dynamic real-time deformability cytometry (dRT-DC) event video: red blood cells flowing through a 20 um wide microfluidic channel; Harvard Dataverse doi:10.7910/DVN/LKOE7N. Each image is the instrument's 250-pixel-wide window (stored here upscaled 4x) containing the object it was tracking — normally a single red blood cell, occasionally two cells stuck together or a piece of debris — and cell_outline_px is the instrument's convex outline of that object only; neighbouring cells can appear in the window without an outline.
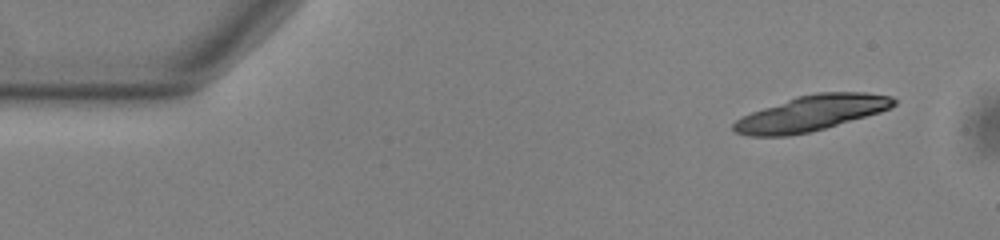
{"species": "common noctule bat (a hibernating species)", "species_latin": "Nyctalus noctula", "temperature_condition": "warm", "stored_images_in_passage": 14, "camera_frame_rate_fps": 3000, "um_per_image_px": 0.085, "animal": {"sex": "male", "body_mass_g": 13.0, "forearm_length_mm": 53.1}, "frame": {"image": 1, "passage_image": 1, "time_ms": 0.0, "image_size_px": [1000, 240], "cell_outline_px": [[896, 104], [880, 112], [824, 128], [808, 132], [788, 136], [748, 136], [736, 132], [732, 128], [732, 124], [740, 116], [796, 96], [816, 92], [864, 92], [892, 96], [896, 100]], "centroid_in_image_um": [68.93, 9.61], "position_along_channel_um": 16.1, "area_um2": 32.95}}